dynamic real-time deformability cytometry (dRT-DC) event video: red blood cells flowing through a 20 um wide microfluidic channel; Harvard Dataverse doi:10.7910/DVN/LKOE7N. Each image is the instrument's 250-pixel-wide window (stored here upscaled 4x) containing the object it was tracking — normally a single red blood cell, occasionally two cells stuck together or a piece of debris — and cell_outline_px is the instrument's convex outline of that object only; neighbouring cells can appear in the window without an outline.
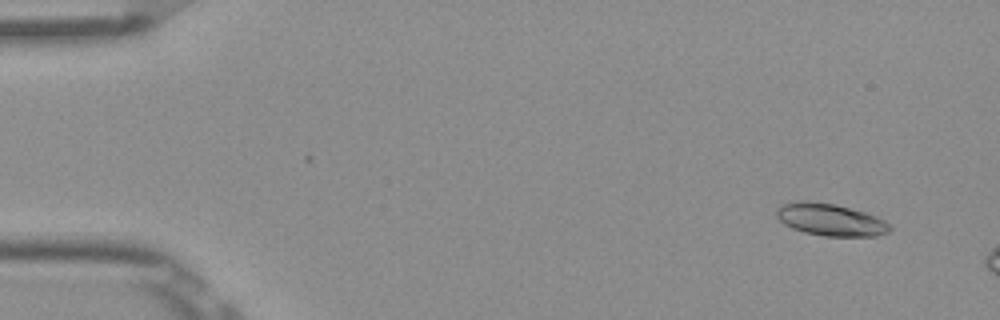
{"species": "Egyptian fruit bat (a non-hibernating species)", "species_latin": "Rousettus aegyptiacus", "temperature_condition": "room temperature", "stored_images_in_passage": 12, "camera_frame_rate_fps": 3000, "um_per_image_px": 0.085, "frame": {"image": 1, "passage_image": 3, "time_ms": 0.667, "image_size_px": [1000, 320], "cell_outline_px": [[892, 228], [888, 232], [876, 236], [824, 236], [804, 232], [792, 228], [784, 224], [776, 216], [776, 212], [780, 204], [800, 200], [804, 200], [836, 204], [864, 212], [876, 216], [892, 224]], "centroid_in_image_um": [70.59, 18.67], "position_along_channel_um": 14.4, "area_um2": 21.39}}